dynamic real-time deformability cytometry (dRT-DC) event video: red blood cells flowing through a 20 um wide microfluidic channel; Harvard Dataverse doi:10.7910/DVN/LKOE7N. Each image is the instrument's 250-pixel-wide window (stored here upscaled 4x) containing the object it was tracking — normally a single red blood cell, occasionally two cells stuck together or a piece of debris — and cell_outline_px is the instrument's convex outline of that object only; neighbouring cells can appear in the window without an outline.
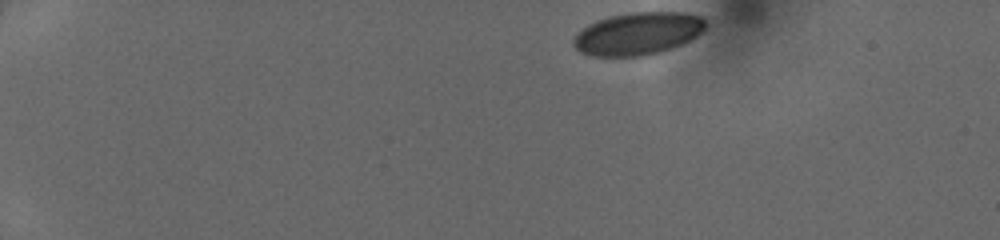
{"species": "human", "species_latin": "Homo sapiens", "temperature_condition": "cold", "stored_images_in_passage": 52, "camera_frame_rate_fps": 3000, "um_per_image_px": 0.085, "donor": {"sex": "female"}, "frame": {"image": 1, "passage_image": 1, "time_ms": 0.0, "image_size_px": [1000, 240], "cell_outline_px": [[708, 24], [696, 36], [672, 48], [660, 52], [644, 56], [592, 56], [580, 52], [572, 44], [572, 40], [588, 24], [596, 20], [608, 16], [632, 12], [684, 12], [700, 16]], "centroid_in_image_um": [54.21, 2.85], "position_along_channel_um": 30.8, "area_um2": 32.71}}
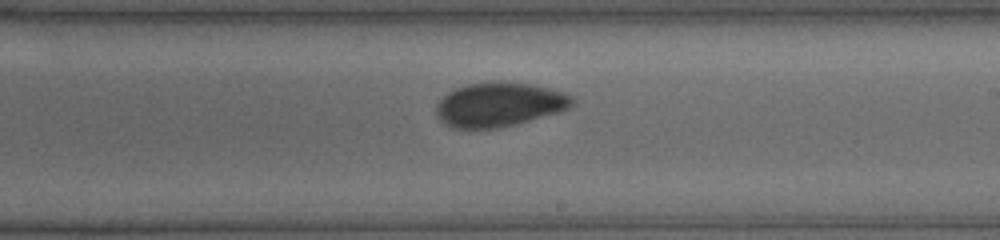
{"frame": {"image": 2, "passage_image": 32, "time_ms": 7.667, "image_size_px": [1000, 240], "cell_outline_px": [[576, 100], [568, 108], [556, 112], [512, 124], [496, 128], [452, 128], [444, 124], [436, 116], [436, 104], [448, 92], [456, 88], [468, 84], [500, 80], [532, 84], [564, 92], [572, 96]], "centroid_in_image_um": [42.39, 8.86], "position_along_channel_um": 246.6, "area_um2": 34.85}}
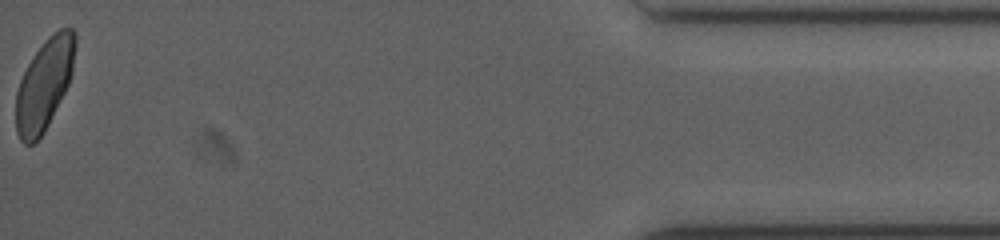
{"frame": {"image": 3, "passage_image": 52, "time_ms": 13.667, "image_size_px": [1000, 240], "cell_outline_px": [[76, 44], [72, 72], [68, 84], [44, 132], [32, 144], [24, 144], [20, 140], [16, 132], [16, 92], [20, 80], [28, 64], [36, 52], [48, 36], [60, 28], [72, 28], [76, 32]], "centroid_in_image_um": [3.77, 7.16], "position_along_channel_um": 431.4, "area_um2": 31.1}}